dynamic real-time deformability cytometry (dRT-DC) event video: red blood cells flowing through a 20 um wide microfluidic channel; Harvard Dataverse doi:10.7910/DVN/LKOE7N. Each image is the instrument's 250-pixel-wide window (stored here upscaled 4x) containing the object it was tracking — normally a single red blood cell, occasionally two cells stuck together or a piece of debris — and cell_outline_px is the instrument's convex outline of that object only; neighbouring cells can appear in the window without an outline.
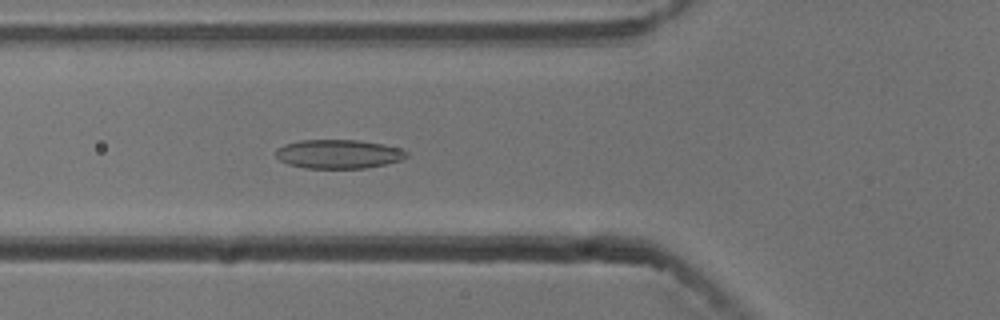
{"species": "common noctule bat (a hibernating species)", "species_latin": "Nyctalus noctula", "temperature_condition": "cold", "stored_images_in_passage": 38, "camera_frame_rate_fps": 3000, "um_per_image_px": 0.085, "animal": {"sex": "male", "body_mass_g": 13.3}, "frame": {"image": 1, "passage_image": 8, "time_ms": 2.333, "image_size_px": [1000, 320], "cell_outline_px": [[408, 156], [404, 160], [364, 168], [304, 168], [288, 164], [280, 160], [276, 156], [276, 148], [284, 144], [300, 140], [360, 140], [384, 144], [400, 148], [408, 152]], "centroid_in_image_um": [28.79, 13.09], "position_along_channel_um": 97.0, "area_um2": 22.2}}
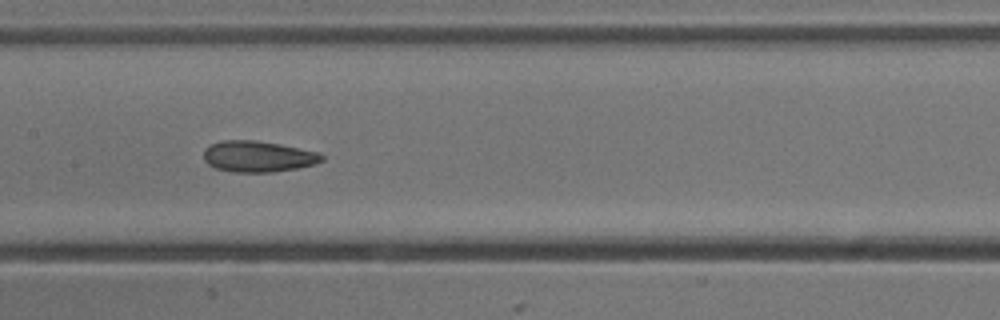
{"frame": {"image": 2, "passage_image": 15, "time_ms": 4.667, "image_size_px": [1000, 320], "cell_outline_px": [[324, 160], [316, 164], [296, 168], [272, 172], [232, 172], [216, 168], [208, 164], [204, 160], [204, 148], [212, 144], [224, 140], [256, 140], [280, 144], [320, 152], [324, 156]], "centroid_in_image_um": [21.95, 13.3], "position_along_channel_um": 185.4, "area_um2": 21.5}}
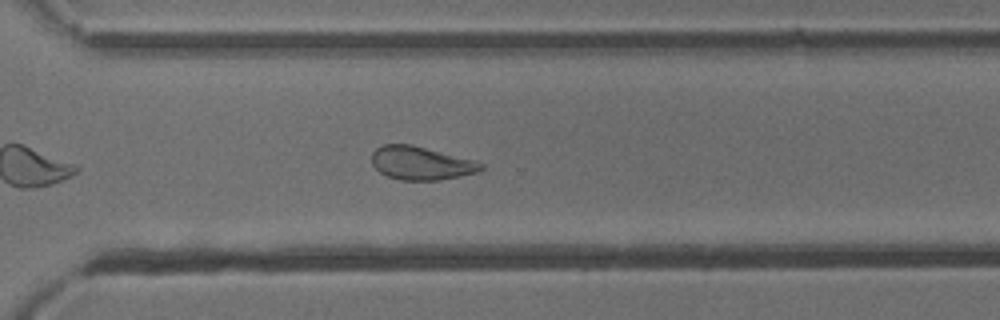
{"frame": {"image": 3, "passage_image": 27, "time_ms": 8.667, "image_size_px": [1000, 320], "cell_outline_px": [[484, 168], [476, 172], [460, 176], [436, 180], [400, 180], [388, 176], [380, 172], [372, 164], [372, 152], [376, 148], [384, 144], [412, 144], [476, 160], [484, 164]], "centroid_in_image_um": [35.79, 13.85], "position_along_channel_um": 334.8, "area_um2": 21.27}, "authors_computed_cell_mechanics": {"area_um2": 21.1259, "velocity_mm_per_s": 3.749, "shape_relaxation_time_tau1_ms": 8.2515, "shape_relaxation_time_tau2_ms": 2.8832, "deformation_change_tau1": 0.1609, "deformation_change_tau2": 0.1101}}